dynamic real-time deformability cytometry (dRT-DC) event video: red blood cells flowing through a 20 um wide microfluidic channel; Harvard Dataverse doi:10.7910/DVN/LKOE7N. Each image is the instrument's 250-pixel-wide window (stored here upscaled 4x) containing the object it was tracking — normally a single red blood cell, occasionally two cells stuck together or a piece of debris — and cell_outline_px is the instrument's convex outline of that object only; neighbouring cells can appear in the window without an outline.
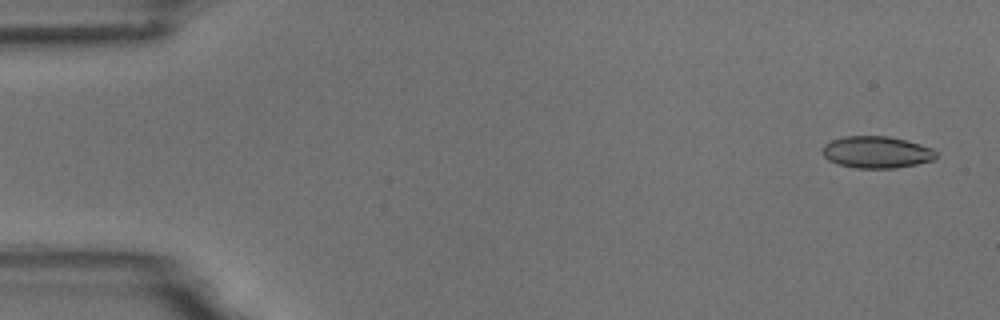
{"species": "common noctule bat (a hibernating species)", "species_latin": "Nyctalus noctula", "temperature_condition": "room temperature", "stored_images_in_passage": 5, "camera_frame_rate_fps": 3000, "um_per_image_px": 0.085, "animal": {"sex": "male", "body_mass_g": 18.8}, "frame": {"image": 1, "passage_image": 1, "time_ms": 0.0, "image_size_px": [1000, 320], "cell_outline_px": [[936, 160], [896, 168], [856, 168], [836, 164], [828, 160], [820, 152], [824, 144], [832, 140], [844, 136], [888, 136], [920, 144], [932, 148], [936, 152]], "centroid_in_image_um": [74.48, 12.94], "position_along_channel_um": 10.5, "area_um2": 21.27}}
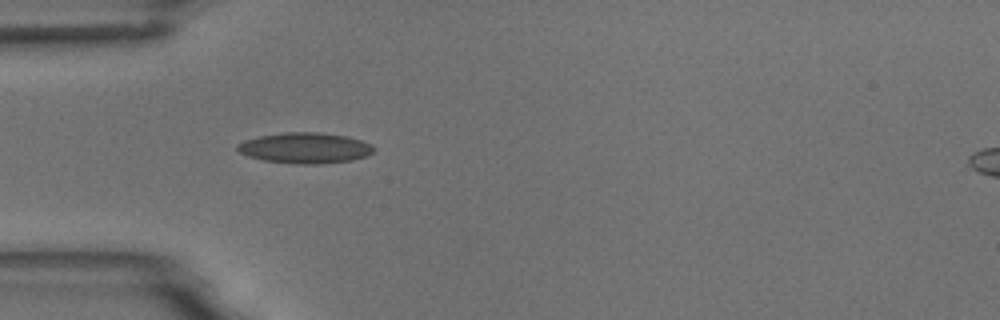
{"frame": {"image": 2, "passage_image": 5, "time_ms": 4.667, "image_size_px": [1000, 320], "cell_outline_px": [[376, 148], [368, 156], [352, 160], [324, 164], [296, 164], [264, 160], [248, 156], [240, 152], [236, 148], [236, 144], [244, 140], [260, 136], [284, 132], [316, 132], [348, 136], [372, 144]], "centroid_in_image_um": [25.96, 12.58], "position_along_channel_um": 59.0, "area_um2": 24.57}}